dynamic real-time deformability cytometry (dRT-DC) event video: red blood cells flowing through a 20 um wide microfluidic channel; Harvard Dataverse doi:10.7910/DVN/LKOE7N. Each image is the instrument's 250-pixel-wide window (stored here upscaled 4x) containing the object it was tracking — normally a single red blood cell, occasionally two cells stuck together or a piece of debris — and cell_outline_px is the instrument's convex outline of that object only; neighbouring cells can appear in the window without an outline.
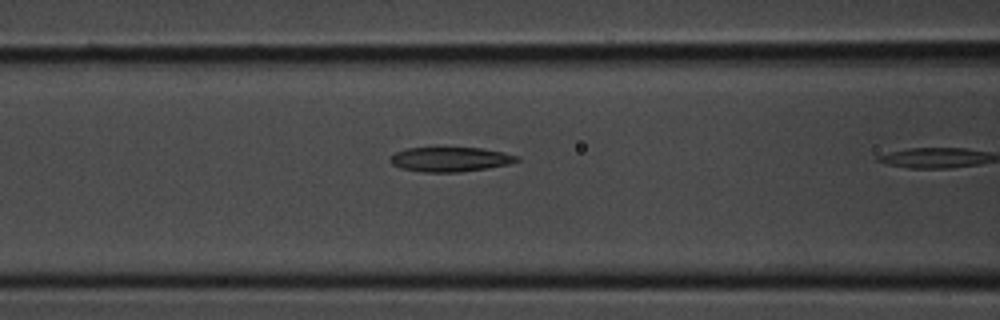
{"species": "common noctule bat (a hibernating species)", "species_latin": "Nyctalus noctula", "temperature_condition": "room temperature", "stored_images_in_passage": 10, "camera_frame_rate_fps": 3000, "um_per_image_px": 0.085, "animal": {"sex": "male", "body_mass_g": 20.1, "forearm_length_mm": 53.5}, "frame": {"image": 1, "passage_image": 9, "time_ms": 2.667, "image_size_px": [1000, 320], "cell_outline_px": [[520, 160], [512, 164], [488, 168], [460, 172], [420, 172], [400, 168], [392, 164], [388, 160], [396, 152], [408, 148], [480, 148], [504, 152], [520, 156]], "centroid_in_image_um": [38.31, 13.55], "position_along_channel_um": 128.3, "area_um2": 18.26}}